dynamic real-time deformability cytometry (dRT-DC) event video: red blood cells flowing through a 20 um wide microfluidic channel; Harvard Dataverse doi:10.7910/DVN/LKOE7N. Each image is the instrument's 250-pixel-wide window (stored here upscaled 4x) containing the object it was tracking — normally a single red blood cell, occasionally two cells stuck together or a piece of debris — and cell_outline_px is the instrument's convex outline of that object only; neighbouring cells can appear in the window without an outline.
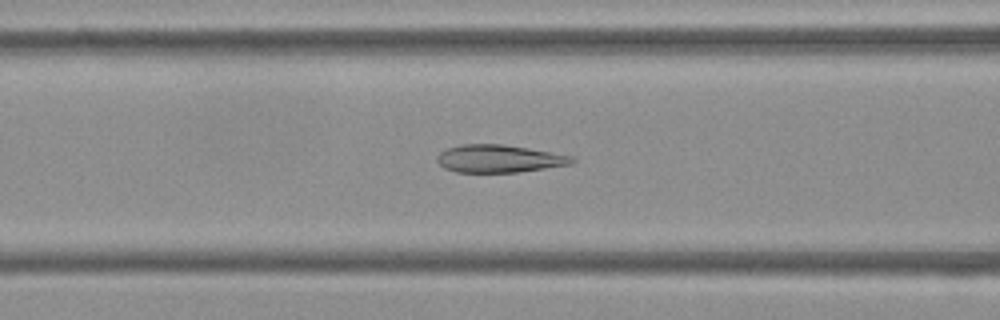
{"species": "Egyptian fruit bat (a non-hibernating species)", "species_latin": "Rousettus aegyptiacus", "temperature_condition": "cold", "stored_images_in_passage": 38, "camera_frame_rate_fps": 3000, "um_per_image_px": 0.085, "frame": {"image": 1, "passage_image": 14, "time_ms": 4.333, "image_size_px": [1000, 320], "cell_outline_px": [[576, 160], [572, 164], [520, 172], [456, 172], [444, 168], [436, 160], [436, 156], [440, 152], [448, 148], [460, 144], [504, 144], [528, 148], [572, 156]], "centroid_in_image_um": [42.41, 13.48], "position_along_channel_um": 124.2, "area_um2": 21.79}}
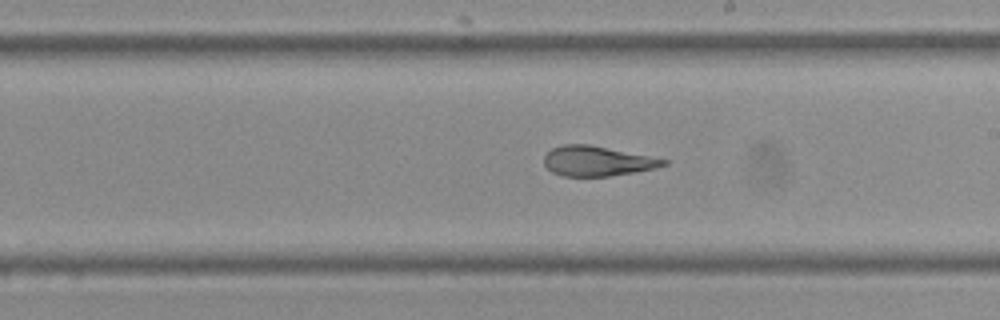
{"frame": {"image": 2, "passage_image": 23, "time_ms": 7.333, "image_size_px": [1000, 320], "cell_outline_px": [[668, 164], [656, 168], [608, 176], [564, 176], [552, 172], [544, 164], [544, 156], [552, 148], [560, 144], [588, 144], [668, 160]], "centroid_in_image_um": [50.72, 13.68], "position_along_channel_um": 238.3, "area_um2": 20.58}}
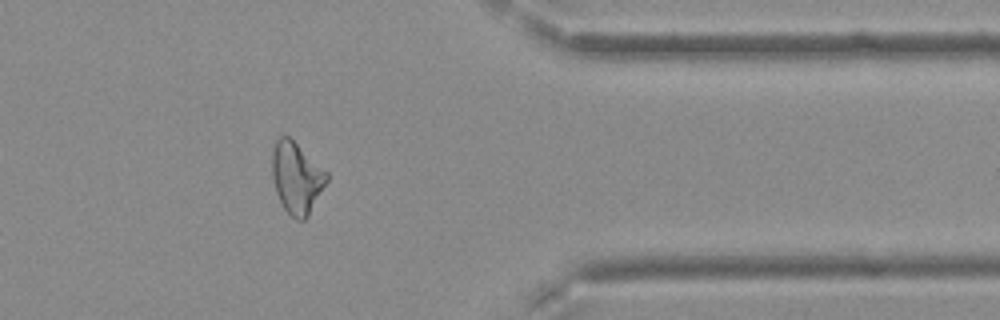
{"frame": {"image": 3, "passage_image": 36, "time_ms": 11.667, "image_size_px": [1000, 320], "cell_outline_px": [[328, 180], [308, 216], [304, 220], [296, 220], [284, 208], [276, 192], [272, 176], [272, 152], [276, 140], [280, 136], [288, 136], [328, 172]], "centroid_in_image_um": [25.21, 15.11], "position_along_channel_um": 386.2, "area_um2": 22.48}, "authors_computed_cell_mechanics": {"area_um2": 22.3108, "velocity_mm_per_s": 3.7992, "shape_relaxation_time_tau1_ms": 5.8738, "shape_relaxation_time_tau2_ms": 1.6294, "deformation_change_tau1": 0.1566, "deformation_change_tau2": 0.0849}}